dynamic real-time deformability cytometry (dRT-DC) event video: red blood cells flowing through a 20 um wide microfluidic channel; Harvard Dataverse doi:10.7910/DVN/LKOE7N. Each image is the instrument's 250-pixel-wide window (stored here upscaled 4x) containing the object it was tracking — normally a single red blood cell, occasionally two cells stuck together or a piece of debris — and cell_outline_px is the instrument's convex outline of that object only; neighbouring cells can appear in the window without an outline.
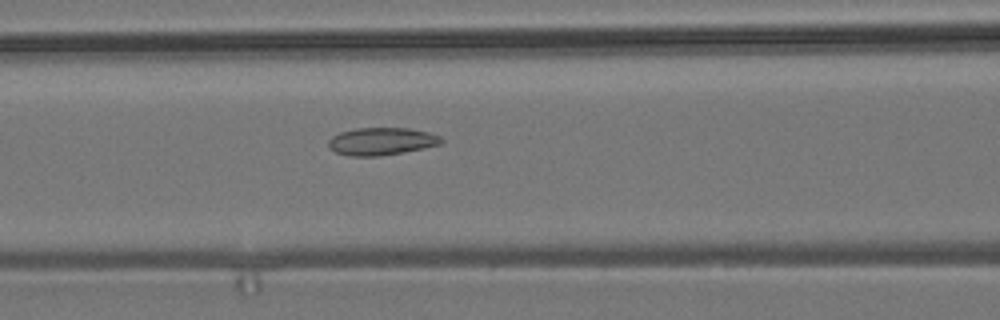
{"species": "common noctule bat (a hibernating species)", "species_latin": "Nyctalus noctula", "temperature_condition": "room temperature", "stored_images_in_passage": 38, "camera_frame_rate_fps": 3000, "um_per_image_px": 0.085, "animal": {"sex": "male", "body_mass_g": 19.2, "forearm_length_mm": 51.8}, "frame": {"image": 1, "passage_image": 6, "time_ms": 1.667, "image_size_px": [1000, 320], "cell_outline_px": [[444, 140], [440, 144], [424, 148], [404, 152], [380, 156], [348, 156], [336, 152], [328, 148], [328, 140], [332, 136], [340, 132], [356, 128], [408, 128], [428, 132], [440, 136]], "centroid_in_image_um": [32.4, 12.02], "position_along_channel_um": 134.2, "area_um2": 18.21}}
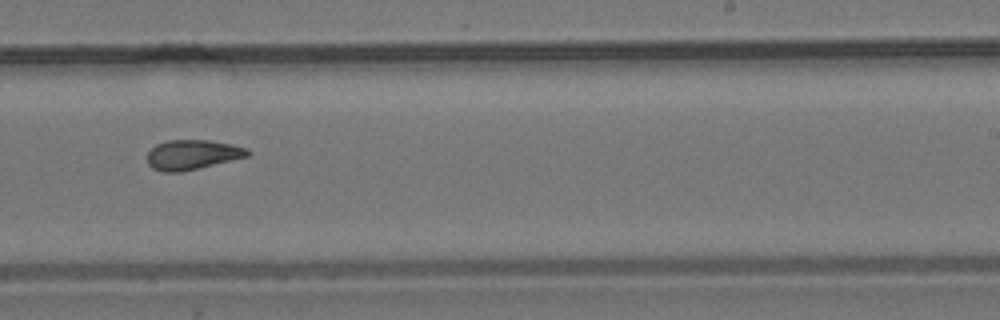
{"frame": {"image": 2, "passage_image": 17, "time_ms": 5.333, "image_size_px": [1000, 320], "cell_outline_px": [[252, 152], [248, 156], [200, 168], [180, 172], [164, 172], [152, 168], [148, 164], [148, 152], [156, 144], [168, 140], [208, 140], [232, 144], [248, 148]], "centroid_in_image_um": [16.37, 13.15], "position_along_channel_um": 272.6, "area_um2": 17.46}}
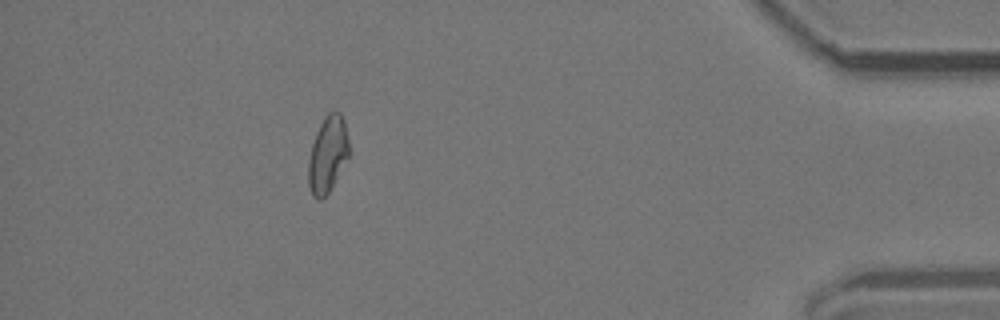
{"frame": {"image": 3, "passage_image": 32, "time_ms": 10.333, "image_size_px": [1000, 320], "cell_outline_px": [[348, 156], [328, 192], [320, 200], [316, 200], [312, 196], [308, 184], [308, 160], [312, 144], [316, 132], [324, 116], [328, 112], [340, 112], [344, 120], [348, 136]], "centroid_in_image_um": [27.82, 13.11], "position_along_channel_um": 407.4, "area_um2": 17.86}, "authors_computed_cell_mechanics": {"area_um2": 17.7157, "velocity_mm_per_s": 3.7966, "shape_relaxation_time_tau1_ms": null, "shape_relaxation_time_tau2_ms": 3.2153, "deformation_change_tau1": null, "deformation_change_tau2": 0.0917}}